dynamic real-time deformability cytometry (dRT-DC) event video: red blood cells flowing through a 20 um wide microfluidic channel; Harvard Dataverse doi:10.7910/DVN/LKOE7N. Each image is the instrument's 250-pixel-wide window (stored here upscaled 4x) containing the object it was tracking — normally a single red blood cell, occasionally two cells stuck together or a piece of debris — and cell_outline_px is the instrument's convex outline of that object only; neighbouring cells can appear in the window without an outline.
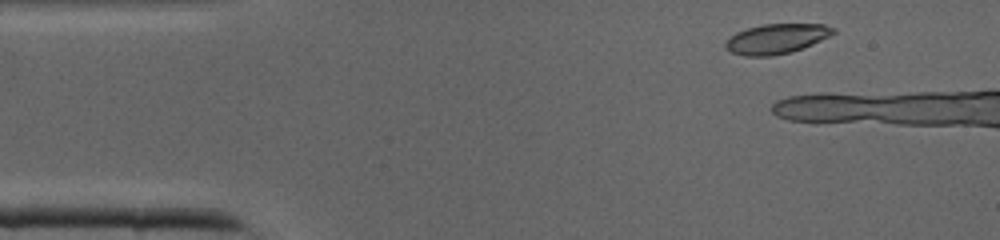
{"species": "common noctule bat (a hibernating species)", "species_latin": "Nyctalus noctula", "temperature_condition": "cold", "stored_images_in_passage": 10, "camera_frame_rate_fps": 3000, "um_per_image_px": 0.085, "animal": {"sex": "male", "body_mass_g": 19.0, "forearm_length_mm": 50.8}, "frame": {"image": 1, "passage_image": 4, "time_ms": 1.0, "image_size_px": [1000, 240], "cell_outline_px": [[836, 32], [812, 44], [788, 52], [772, 56], [744, 56], [732, 52], [724, 48], [724, 44], [736, 32], [748, 28], [764, 24], [824, 24], [836, 28]], "centroid_in_image_um": [65.99, 3.29], "position_along_channel_um": 19.0, "area_um2": 18.5}}